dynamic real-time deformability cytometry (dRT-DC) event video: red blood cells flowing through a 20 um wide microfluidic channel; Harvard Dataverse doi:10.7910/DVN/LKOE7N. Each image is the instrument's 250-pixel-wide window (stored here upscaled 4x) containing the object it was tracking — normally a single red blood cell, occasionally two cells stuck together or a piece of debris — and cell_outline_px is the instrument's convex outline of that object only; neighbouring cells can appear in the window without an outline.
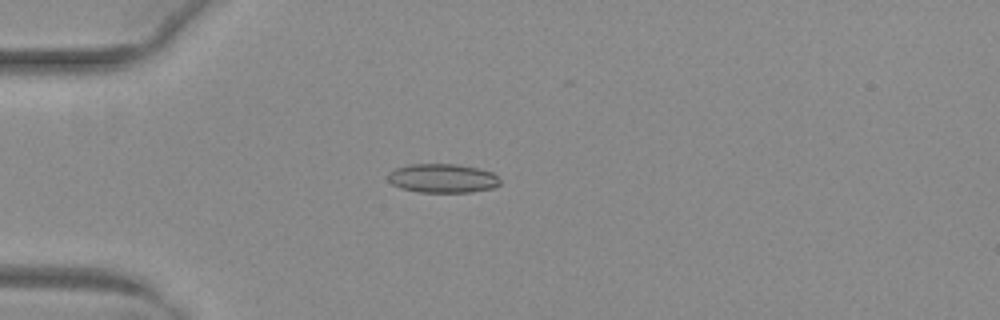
{"species": "common noctule bat (a hibernating species)", "species_latin": "Nyctalus noctula", "temperature_condition": "warm", "stored_images_in_passage": 43, "camera_frame_rate_fps": 3000, "um_per_image_px": 0.085, "animal": {"sex": "female", "body_mass_g": 29.2, "forearm_length_mm": 56.3}, "frame": {"image": 1, "passage_image": 6, "time_ms": 1.667, "image_size_px": [1000, 320], "cell_outline_px": [[500, 184], [492, 188], [472, 192], [420, 192], [400, 188], [392, 184], [388, 180], [388, 172], [396, 168], [412, 164], [456, 164], [476, 168], [492, 172], [500, 180]], "centroid_in_image_um": [37.6, 15.16], "position_along_channel_um": 47.4, "area_um2": 18.84}}
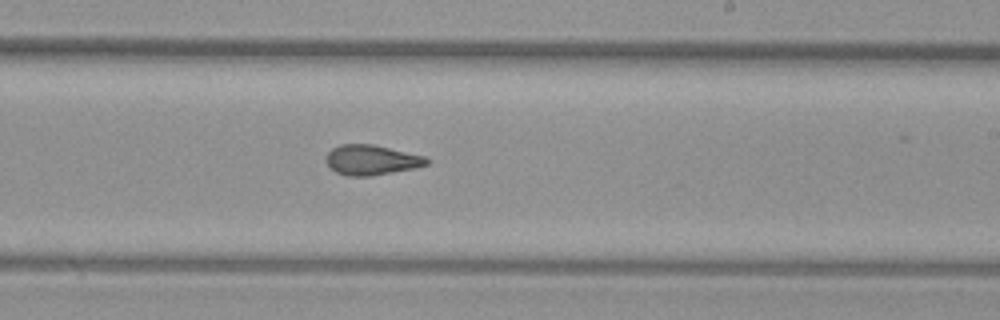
{"frame": {"image": 2, "passage_image": 23, "time_ms": 7.333, "image_size_px": [1000, 320], "cell_outline_px": [[432, 160], [428, 164], [416, 168], [368, 176], [348, 176], [336, 172], [324, 160], [324, 156], [332, 148], [340, 144], [372, 144], [424, 156]], "centroid_in_image_um": [31.56, 13.59], "position_along_channel_um": 257.4, "area_um2": 17.63}}
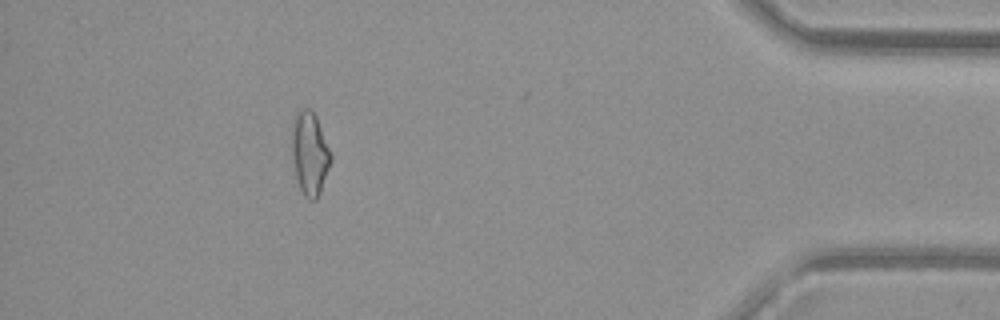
{"frame": {"image": 3, "passage_image": 38, "time_ms": 12.333, "image_size_px": [1000, 320], "cell_outline_px": [[332, 160], [320, 192], [316, 200], [308, 200], [304, 196], [296, 180], [292, 152], [292, 120], [300, 108], [312, 108], [316, 116], [332, 152]], "centroid_in_image_um": [26.34, 13.02], "position_along_channel_um": 408.9, "area_um2": 19.19}, "authors_computed_cell_mechanics": {"area_um2": 18.0914, "velocity_mm_per_s": 4.0607, "shape_relaxation_time_tau1_ms": null, "shape_relaxation_time_tau2_ms": 1.9894, "deformation_change_tau1": null, "deformation_change_tau2": 0.081}}